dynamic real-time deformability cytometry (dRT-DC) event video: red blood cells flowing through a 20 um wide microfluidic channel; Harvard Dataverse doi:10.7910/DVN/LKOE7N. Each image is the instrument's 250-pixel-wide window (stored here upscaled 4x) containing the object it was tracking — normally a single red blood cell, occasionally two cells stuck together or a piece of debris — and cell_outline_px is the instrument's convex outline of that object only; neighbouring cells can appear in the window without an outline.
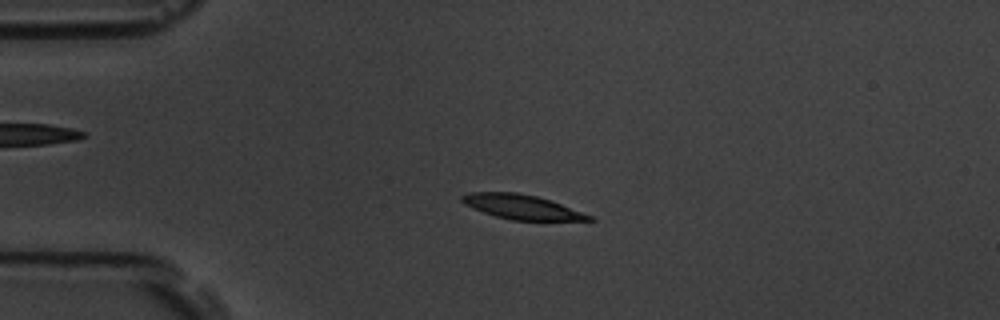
{"species": "common noctule bat (a hibernating species)", "species_latin": "Nyctalus noctula", "temperature_condition": "room temperature", "stored_images_in_passage": 57, "camera_frame_rate_fps": 3000, "um_per_image_px": 0.085, "animal": {"sex": "male", "body_mass_g": 19.5, "forearm_length_mm": 54.6}, "frame": {"image": 1, "passage_image": 13, "time_ms": 4.0, "image_size_px": [1000, 320], "cell_outline_px": [[596, 220], [512, 220], [496, 216], [472, 208], [464, 204], [460, 200], [460, 196], [468, 192], [516, 192], [536, 196], [560, 204], [592, 216]], "centroid_in_image_um": [44.28, 17.58], "position_along_channel_um": 40.7, "area_um2": 17.86}}
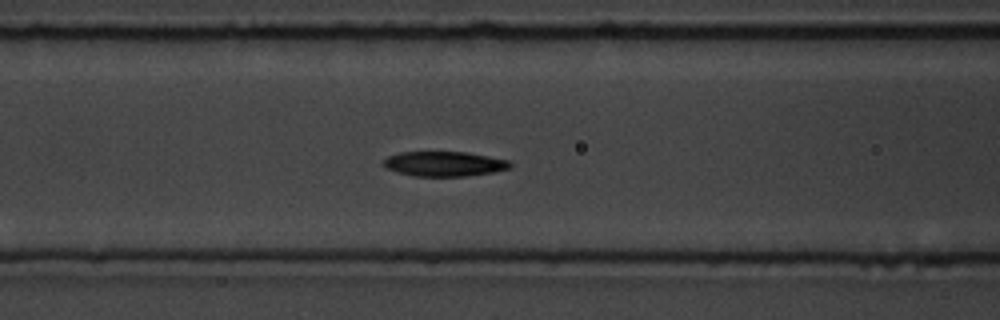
{"frame": {"image": 2, "passage_image": 23, "time_ms": 7.333, "image_size_px": [1000, 320], "cell_outline_px": [[512, 168], [496, 172], [464, 176], [412, 176], [388, 168], [384, 164], [384, 160], [388, 156], [400, 152], [464, 152], [488, 156], [508, 160], [512, 164]], "centroid_in_image_um": [37.82, 13.93], "position_along_channel_um": 128.8, "area_um2": 18.21}}
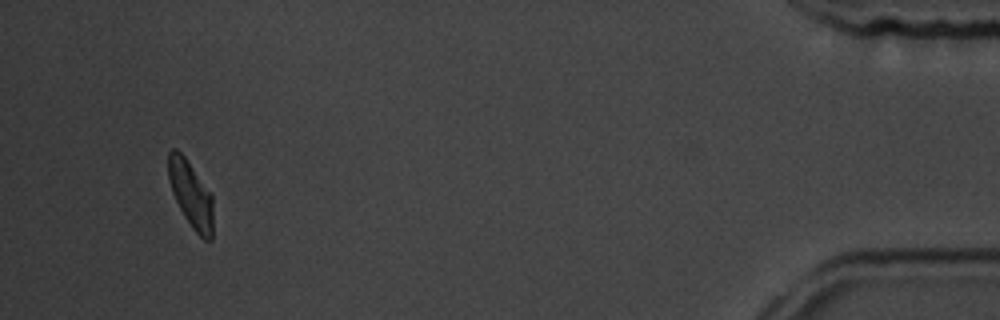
{"frame": {"image": 3, "passage_image": 54, "time_ms": 17.667, "image_size_px": [1000, 320], "cell_outline_px": [[212, 240], [204, 240], [192, 228], [184, 216], [172, 192], [168, 180], [168, 152], [172, 148], [176, 148], [184, 156], [212, 196]], "centroid_in_image_um": [16.2, 16.52], "position_along_channel_um": 419.0, "area_um2": 17.05}, "authors_computed_cell_mechanics": {"area_um2": 18.3804, "velocity_mm_per_s": 3.5331, "shape_relaxation_time_tau1_ms": 3.0612, "shape_relaxation_time_tau2_ms": 5.422, "deformation_change_tau1": 0.1194, "deformation_change_tau2": 0.1085}}